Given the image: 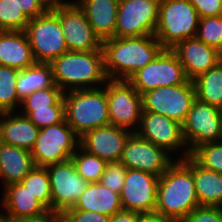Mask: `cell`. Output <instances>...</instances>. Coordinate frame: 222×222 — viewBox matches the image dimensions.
<instances>
[{"instance_id":"6da1fadb","label":"cell","mask_w":222,"mask_h":222,"mask_svg":"<svg viewBox=\"0 0 222 222\" xmlns=\"http://www.w3.org/2000/svg\"><path fill=\"white\" fill-rule=\"evenodd\" d=\"M197 206L192 158L175 160L159 177L155 212L173 222H182Z\"/></svg>"},{"instance_id":"7a4b0ae2","label":"cell","mask_w":222,"mask_h":222,"mask_svg":"<svg viewBox=\"0 0 222 222\" xmlns=\"http://www.w3.org/2000/svg\"><path fill=\"white\" fill-rule=\"evenodd\" d=\"M164 48L154 35L113 37L102 41L107 79L128 80Z\"/></svg>"},{"instance_id":"3957f363","label":"cell","mask_w":222,"mask_h":222,"mask_svg":"<svg viewBox=\"0 0 222 222\" xmlns=\"http://www.w3.org/2000/svg\"><path fill=\"white\" fill-rule=\"evenodd\" d=\"M54 83L63 91L105 85L103 50L67 51L50 62Z\"/></svg>"},{"instance_id":"277c9868","label":"cell","mask_w":222,"mask_h":222,"mask_svg":"<svg viewBox=\"0 0 222 222\" xmlns=\"http://www.w3.org/2000/svg\"><path fill=\"white\" fill-rule=\"evenodd\" d=\"M65 119L81 137L98 127L109 125L106 83L95 89H77L63 92Z\"/></svg>"},{"instance_id":"5b68a950","label":"cell","mask_w":222,"mask_h":222,"mask_svg":"<svg viewBox=\"0 0 222 222\" xmlns=\"http://www.w3.org/2000/svg\"><path fill=\"white\" fill-rule=\"evenodd\" d=\"M200 17L188 0H160L154 36L164 49L195 37Z\"/></svg>"},{"instance_id":"8992f818","label":"cell","mask_w":222,"mask_h":222,"mask_svg":"<svg viewBox=\"0 0 222 222\" xmlns=\"http://www.w3.org/2000/svg\"><path fill=\"white\" fill-rule=\"evenodd\" d=\"M80 137L62 122L42 128L31 150L35 166L46 167L70 160L79 147Z\"/></svg>"},{"instance_id":"52a82bcc","label":"cell","mask_w":222,"mask_h":222,"mask_svg":"<svg viewBox=\"0 0 222 222\" xmlns=\"http://www.w3.org/2000/svg\"><path fill=\"white\" fill-rule=\"evenodd\" d=\"M142 111L159 113L183 124L196 100L194 82L163 86L149 90L142 95Z\"/></svg>"},{"instance_id":"ba28073f","label":"cell","mask_w":222,"mask_h":222,"mask_svg":"<svg viewBox=\"0 0 222 222\" xmlns=\"http://www.w3.org/2000/svg\"><path fill=\"white\" fill-rule=\"evenodd\" d=\"M24 32L36 62L50 63L68 51L59 18L50 9L30 19Z\"/></svg>"},{"instance_id":"9c48e42d","label":"cell","mask_w":222,"mask_h":222,"mask_svg":"<svg viewBox=\"0 0 222 222\" xmlns=\"http://www.w3.org/2000/svg\"><path fill=\"white\" fill-rule=\"evenodd\" d=\"M135 133L157 147L163 148L175 160H182L190 156L183 138L182 124L169 117L159 113L142 111L140 124Z\"/></svg>"},{"instance_id":"30bf717a","label":"cell","mask_w":222,"mask_h":222,"mask_svg":"<svg viewBox=\"0 0 222 222\" xmlns=\"http://www.w3.org/2000/svg\"><path fill=\"white\" fill-rule=\"evenodd\" d=\"M110 125L135 133L142 113V96L127 80L106 81Z\"/></svg>"},{"instance_id":"8fae6325","label":"cell","mask_w":222,"mask_h":222,"mask_svg":"<svg viewBox=\"0 0 222 222\" xmlns=\"http://www.w3.org/2000/svg\"><path fill=\"white\" fill-rule=\"evenodd\" d=\"M183 65L171 49H163L143 69L134 73L127 81L142 95L163 87L183 84L187 81Z\"/></svg>"},{"instance_id":"7c38bea8","label":"cell","mask_w":222,"mask_h":222,"mask_svg":"<svg viewBox=\"0 0 222 222\" xmlns=\"http://www.w3.org/2000/svg\"><path fill=\"white\" fill-rule=\"evenodd\" d=\"M50 10L59 18L68 51L102 50V41L94 33L84 11L74 0Z\"/></svg>"},{"instance_id":"4fadbf2b","label":"cell","mask_w":222,"mask_h":222,"mask_svg":"<svg viewBox=\"0 0 222 222\" xmlns=\"http://www.w3.org/2000/svg\"><path fill=\"white\" fill-rule=\"evenodd\" d=\"M182 133L189 152L200 144L221 141L222 109L196 98L182 124Z\"/></svg>"},{"instance_id":"5bb4252c","label":"cell","mask_w":222,"mask_h":222,"mask_svg":"<svg viewBox=\"0 0 222 222\" xmlns=\"http://www.w3.org/2000/svg\"><path fill=\"white\" fill-rule=\"evenodd\" d=\"M160 0H119L115 37L154 35Z\"/></svg>"},{"instance_id":"9a60e30c","label":"cell","mask_w":222,"mask_h":222,"mask_svg":"<svg viewBox=\"0 0 222 222\" xmlns=\"http://www.w3.org/2000/svg\"><path fill=\"white\" fill-rule=\"evenodd\" d=\"M51 186V212L61 214L74 206L88 182L76 171L73 161L46 166Z\"/></svg>"},{"instance_id":"2e32d148","label":"cell","mask_w":222,"mask_h":222,"mask_svg":"<svg viewBox=\"0 0 222 222\" xmlns=\"http://www.w3.org/2000/svg\"><path fill=\"white\" fill-rule=\"evenodd\" d=\"M175 159L163 148L132 133L127 139L120 162L127 169L141 170L161 176Z\"/></svg>"},{"instance_id":"e0dca14e","label":"cell","mask_w":222,"mask_h":222,"mask_svg":"<svg viewBox=\"0 0 222 222\" xmlns=\"http://www.w3.org/2000/svg\"><path fill=\"white\" fill-rule=\"evenodd\" d=\"M159 176L152 173L127 169L120 193L123 210L138 213L155 212Z\"/></svg>"},{"instance_id":"ac0fdd59","label":"cell","mask_w":222,"mask_h":222,"mask_svg":"<svg viewBox=\"0 0 222 222\" xmlns=\"http://www.w3.org/2000/svg\"><path fill=\"white\" fill-rule=\"evenodd\" d=\"M131 131L113 125L95 128L80 137L79 146L106 162L120 161Z\"/></svg>"},{"instance_id":"d6986e66","label":"cell","mask_w":222,"mask_h":222,"mask_svg":"<svg viewBox=\"0 0 222 222\" xmlns=\"http://www.w3.org/2000/svg\"><path fill=\"white\" fill-rule=\"evenodd\" d=\"M183 65L188 80L193 81L219 63L216 48L196 36L179 42L171 49Z\"/></svg>"},{"instance_id":"ffe728a7","label":"cell","mask_w":222,"mask_h":222,"mask_svg":"<svg viewBox=\"0 0 222 222\" xmlns=\"http://www.w3.org/2000/svg\"><path fill=\"white\" fill-rule=\"evenodd\" d=\"M0 195V219L34 217L49 212L21 182L7 185Z\"/></svg>"},{"instance_id":"44dd1931","label":"cell","mask_w":222,"mask_h":222,"mask_svg":"<svg viewBox=\"0 0 222 222\" xmlns=\"http://www.w3.org/2000/svg\"><path fill=\"white\" fill-rule=\"evenodd\" d=\"M101 41L115 37L119 0H74Z\"/></svg>"},{"instance_id":"7402d4cb","label":"cell","mask_w":222,"mask_h":222,"mask_svg":"<svg viewBox=\"0 0 222 222\" xmlns=\"http://www.w3.org/2000/svg\"><path fill=\"white\" fill-rule=\"evenodd\" d=\"M40 129L19 112L0 113V135L3 143L31 151Z\"/></svg>"},{"instance_id":"603a6c76","label":"cell","mask_w":222,"mask_h":222,"mask_svg":"<svg viewBox=\"0 0 222 222\" xmlns=\"http://www.w3.org/2000/svg\"><path fill=\"white\" fill-rule=\"evenodd\" d=\"M36 63L24 31H0V65L23 70Z\"/></svg>"},{"instance_id":"cb8c5ba5","label":"cell","mask_w":222,"mask_h":222,"mask_svg":"<svg viewBox=\"0 0 222 222\" xmlns=\"http://www.w3.org/2000/svg\"><path fill=\"white\" fill-rule=\"evenodd\" d=\"M34 166L31 151L3 143L0 149V190L21 182Z\"/></svg>"},{"instance_id":"d4e9b609","label":"cell","mask_w":222,"mask_h":222,"mask_svg":"<svg viewBox=\"0 0 222 222\" xmlns=\"http://www.w3.org/2000/svg\"><path fill=\"white\" fill-rule=\"evenodd\" d=\"M75 210L98 212L112 216L123 210L120 194L100 182L88 183L85 191L72 207Z\"/></svg>"},{"instance_id":"484cf974","label":"cell","mask_w":222,"mask_h":222,"mask_svg":"<svg viewBox=\"0 0 222 222\" xmlns=\"http://www.w3.org/2000/svg\"><path fill=\"white\" fill-rule=\"evenodd\" d=\"M192 173L199 205L222 207V174L204 169L193 159Z\"/></svg>"},{"instance_id":"4316f807","label":"cell","mask_w":222,"mask_h":222,"mask_svg":"<svg viewBox=\"0 0 222 222\" xmlns=\"http://www.w3.org/2000/svg\"><path fill=\"white\" fill-rule=\"evenodd\" d=\"M50 63L36 62L19 71L16 82L18 97L23 100L29 94L54 85Z\"/></svg>"},{"instance_id":"83f0119b","label":"cell","mask_w":222,"mask_h":222,"mask_svg":"<svg viewBox=\"0 0 222 222\" xmlns=\"http://www.w3.org/2000/svg\"><path fill=\"white\" fill-rule=\"evenodd\" d=\"M196 98L222 109V63L193 80Z\"/></svg>"},{"instance_id":"f1b7e54d","label":"cell","mask_w":222,"mask_h":222,"mask_svg":"<svg viewBox=\"0 0 222 222\" xmlns=\"http://www.w3.org/2000/svg\"><path fill=\"white\" fill-rule=\"evenodd\" d=\"M19 71L16 68L0 65V113L19 110L21 100L16 89Z\"/></svg>"},{"instance_id":"f546056e","label":"cell","mask_w":222,"mask_h":222,"mask_svg":"<svg viewBox=\"0 0 222 222\" xmlns=\"http://www.w3.org/2000/svg\"><path fill=\"white\" fill-rule=\"evenodd\" d=\"M76 171L88 183L99 182L104 173L106 161L82 149L80 146L72 155Z\"/></svg>"},{"instance_id":"4dcf8cb0","label":"cell","mask_w":222,"mask_h":222,"mask_svg":"<svg viewBox=\"0 0 222 222\" xmlns=\"http://www.w3.org/2000/svg\"><path fill=\"white\" fill-rule=\"evenodd\" d=\"M21 183L24 184L36 199L51 211V186L46 167L34 166L22 179Z\"/></svg>"},{"instance_id":"1f68e13d","label":"cell","mask_w":222,"mask_h":222,"mask_svg":"<svg viewBox=\"0 0 222 222\" xmlns=\"http://www.w3.org/2000/svg\"><path fill=\"white\" fill-rule=\"evenodd\" d=\"M48 106H65L63 91L56 84L29 94L21 100L18 111H35Z\"/></svg>"},{"instance_id":"d6a6232c","label":"cell","mask_w":222,"mask_h":222,"mask_svg":"<svg viewBox=\"0 0 222 222\" xmlns=\"http://www.w3.org/2000/svg\"><path fill=\"white\" fill-rule=\"evenodd\" d=\"M190 157L204 169L222 174V141L200 144Z\"/></svg>"},{"instance_id":"836d02e7","label":"cell","mask_w":222,"mask_h":222,"mask_svg":"<svg viewBox=\"0 0 222 222\" xmlns=\"http://www.w3.org/2000/svg\"><path fill=\"white\" fill-rule=\"evenodd\" d=\"M29 21L14 0H0V31H24Z\"/></svg>"},{"instance_id":"e575fe53","label":"cell","mask_w":222,"mask_h":222,"mask_svg":"<svg viewBox=\"0 0 222 222\" xmlns=\"http://www.w3.org/2000/svg\"><path fill=\"white\" fill-rule=\"evenodd\" d=\"M196 37L206 45L217 48L222 42V15L201 18Z\"/></svg>"},{"instance_id":"d590c367","label":"cell","mask_w":222,"mask_h":222,"mask_svg":"<svg viewBox=\"0 0 222 222\" xmlns=\"http://www.w3.org/2000/svg\"><path fill=\"white\" fill-rule=\"evenodd\" d=\"M27 116L39 129L55 125L65 119V106H48L35 111H18Z\"/></svg>"},{"instance_id":"8d00e7d4","label":"cell","mask_w":222,"mask_h":222,"mask_svg":"<svg viewBox=\"0 0 222 222\" xmlns=\"http://www.w3.org/2000/svg\"><path fill=\"white\" fill-rule=\"evenodd\" d=\"M127 168L120 161L107 162L100 183L110 190L121 193Z\"/></svg>"},{"instance_id":"74e56055","label":"cell","mask_w":222,"mask_h":222,"mask_svg":"<svg viewBox=\"0 0 222 222\" xmlns=\"http://www.w3.org/2000/svg\"><path fill=\"white\" fill-rule=\"evenodd\" d=\"M110 216L98 212L75 210L72 207L59 215V222H109Z\"/></svg>"},{"instance_id":"f35d334b","label":"cell","mask_w":222,"mask_h":222,"mask_svg":"<svg viewBox=\"0 0 222 222\" xmlns=\"http://www.w3.org/2000/svg\"><path fill=\"white\" fill-rule=\"evenodd\" d=\"M182 222H222V207L199 205Z\"/></svg>"},{"instance_id":"ab89813d","label":"cell","mask_w":222,"mask_h":222,"mask_svg":"<svg viewBox=\"0 0 222 222\" xmlns=\"http://www.w3.org/2000/svg\"><path fill=\"white\" fill-rule=\"evenodd\" d=\"M196 9L200 19L222 15V0H188Z\"/></svg>"},{"instance_id":"60d3db41","label":"cell","mask_w":222,"mask_h":222,"mask_svg":"<svg viewBox=\"0 0 222 222\" xmlns=\"http://www.w3.org/2000/svg\"><path fill=\"white\" fill-rule=\"evenodd\" d=\"M14 2L29 19L42 16L50 9L42 0H14Z\"/></svg>"},{"instance_id":"b9f144b4","label":"cell","mask_w":222,"mask_h":222,"mask_svg":"<svg viewBox=\"0 0 222 222\" xmlns=\"http://www.w3.org/2000/svg\"><path fill=\"white\" fill-rule=\"evenodd\" d=\"M0 222H59V214L49 211L48 213L34 217H22L17 219H0Z\"/></svg>"},{"instance_id":"7bdbcfd3","label":"cell","mask_w":222,"mask_h":222,"mask_svg":"<svg viewBox=\"0 0 222 222\" xmlns=\"http://www.w3.org/2000/svg\"><path fill=\"white\" fill-rule=\"evenodd\" d=\"M109 222H137V212L121 210L110 216Z\"/></svg>"},{"instance_id":"ee69618b","label":"cell","mask_w":222,"mask_h":222,"mask_svg":"<svg viewBox=\"0 0 222 222\" xmlns=\"http://www.w3.org/2000/svg\"><path fill=\"white\" fill-rule=\"evenodd\" d=\"M137 222H173L169 218L163 217L157 212L151 213H138L137 212Z\"/></svg>"},{"instance_id":"f6af8a7d","label":"cell","mask_w":222,"mask_h":222,"mask_svg":"<svg viewBox=\"0 0 222 222\" xmlns=\"http://www.w3.org/2000/svg\"><path fill=\"white\" fill-rule=\"evenodd\" d=\"M44 1L50 8L55 7L59 4H63L68 2L69 0H42Z\"/></svg>"},{"instance_id":"bcb514c9","label":"cell","mask_w":222,"mask_h":222,"mask_svg":"<svg viewBox=\"0 0 222 222\" xmlns=\"http://www.w3.org/2000/svg\"><path fill=\"white\" fill-rule=\"evenodd\" d=\"M216 50H217V56H218L219 63H222V42H221V44L216 48Z\"/></svg>"},{"instance_id":"7dc6e473","label":"cell","mask_w":222,"mask_h":222,"mask_svg":"<svg viewBox=\"0 0 222 222\" xmlns=\"http://www.w3.org/2000/svg\"><path fill=\"white\" fill-rule=\"evenodd\" d=\"M2 144H3V141H2V138H1V135H0V149H1Z\"/></svg>"}]
</instances>
